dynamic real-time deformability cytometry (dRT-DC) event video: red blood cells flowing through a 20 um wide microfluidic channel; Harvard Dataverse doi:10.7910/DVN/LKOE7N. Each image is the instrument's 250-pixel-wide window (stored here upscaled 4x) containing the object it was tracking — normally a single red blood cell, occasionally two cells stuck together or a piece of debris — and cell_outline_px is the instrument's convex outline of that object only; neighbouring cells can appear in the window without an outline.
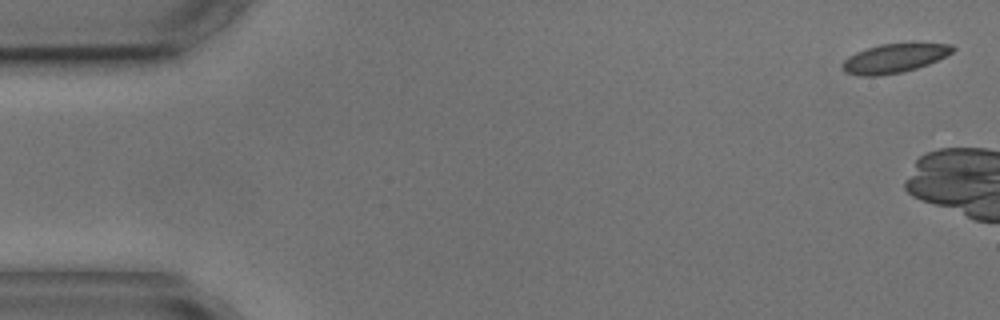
{"species": "common noctule bat (a hibernating species)", "species_latin": "Nyctalus noctula", "temperature_condition": "cold", "stored_images_in_passage": 8, "camera_frame_rate_fps": 3000, "um_per_image_px": 0.085, "animal": {"sex": "male", "body_mass_g": 17.9, "forearm_length_mm": 54.2}, "frame": {"image": 1, "passage_image": 1, "time_ms": 0.0, "image_size_px": [1000, 320], "cell_outline_px": [[956, 48], [952, 52], [928, 64], [904, 72], [880, 76], [860, 76], [844, 72], [840, 64], [848, 56], [856, 52], [880, 44], [952, 44]], "centroid_in_image_um": [75.95, 4.98], "position_along_channel_um": 9.1, "area_um2": 18.5}}
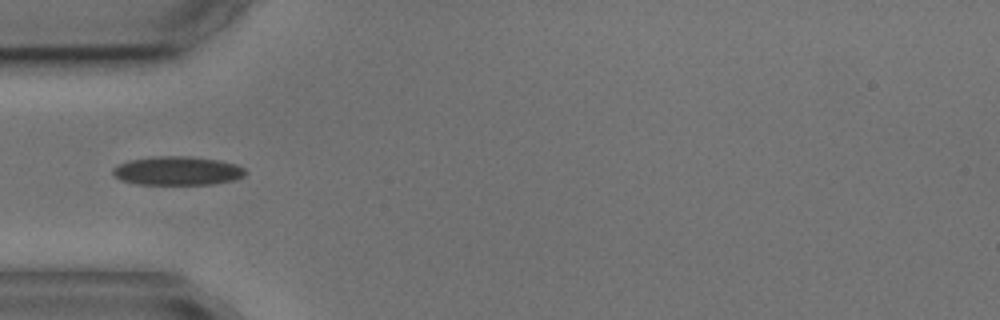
{"frame": {"image": 2, "passage_image": 6, "time_ms": 6.667, "image_size_px": [1000, 320], "cell_outline_px": [[248, 172], [244, 176], [232, 180], [212, 184], [136, 184], [120, 180], [112, 172], [112, 168], [128, 160], [156, 156], [184, 156], [220, 160], [236, 164], [244, 168]], "centroid_in_image_um": [15.08, 14.51], "position_along_channel_um": 69.9, "area_um2": 22.2}}